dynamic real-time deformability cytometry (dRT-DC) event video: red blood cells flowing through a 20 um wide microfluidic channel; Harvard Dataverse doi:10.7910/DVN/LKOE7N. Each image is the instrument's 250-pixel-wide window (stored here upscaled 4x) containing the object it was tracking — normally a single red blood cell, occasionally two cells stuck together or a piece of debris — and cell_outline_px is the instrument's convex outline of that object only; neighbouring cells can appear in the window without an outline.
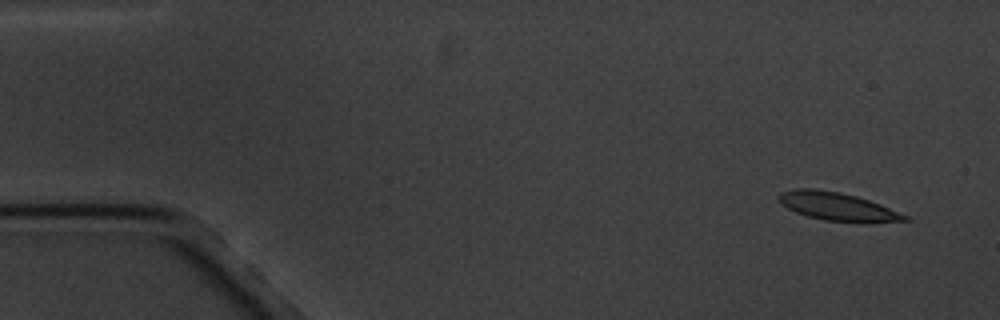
{"species": "common noctule bat (a hibernating species)", "species_latin": "Nyctalus noctula", "temperature_condition": "cold", "stored_images_in_passage": 7, "camera_frame_rate_fps": 3000, "um_per_image_px": 0.085, "animal": {"sex": "male", "body_mass_g": 20.1, "forearm_length_mm": 53.5}, "frame": {"image": 1, "passage_image": 2, "time_ms": 1.0, "image_size_px": [1000, 320], "cell_outline_px": [[912, 220], [868, 224], [860, 224], [824, 220], [808, 216], [796, 212], [780, 204], [776, 196], [780, 192], [796, 188], [812, 188], [840, 192], [856, 196], [880, 204], [908, 216]], "centroid_in_image_um": [71.21, 17.58], "position_along_channel_um": 13.8, "area_um2": 21.21}}
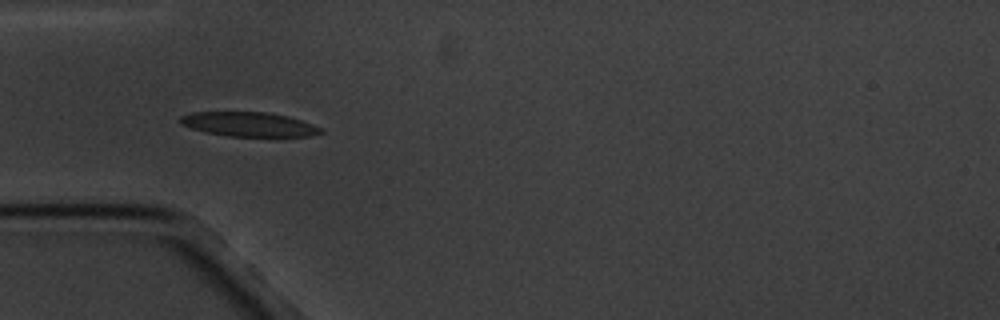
{"frame": {"image": 2, "passage_image": 6, "time_ms": 5.667, "image_size_px": [1000, 320], "cell_outline_px": [[324, 132], [312, 136], [228, 136], [204, 132], [180, 124], [176, 120], [180, 116], [192, 112], [268, 112], [288, 116], [324, 128]], "centroid_in_image_um": [21.14, 10.56], "position_along_channel_um": 63.9, "area_um2": 20.11}}
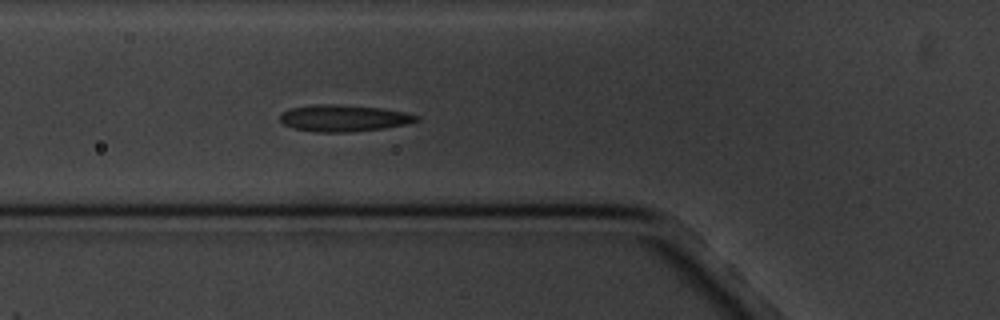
{"frame": {"image": 3, "passage_image": 7, "time_ms": 6.667, "image_size_px": [1000, 320], "cell_outline_px": [[420, 120], [408, 124], [384, 128], [348, 132], [316, 132], [292, 128], [284, 124], [280, 120], [280, 112], [292, 108], [320, 104], [336, 104], [380, 108], [404, 112], [420, 116]], "centroid_in_image_um": [29.22, 10.05], "position_along_channel_um": 96.6, "area_um2": 21.15}}